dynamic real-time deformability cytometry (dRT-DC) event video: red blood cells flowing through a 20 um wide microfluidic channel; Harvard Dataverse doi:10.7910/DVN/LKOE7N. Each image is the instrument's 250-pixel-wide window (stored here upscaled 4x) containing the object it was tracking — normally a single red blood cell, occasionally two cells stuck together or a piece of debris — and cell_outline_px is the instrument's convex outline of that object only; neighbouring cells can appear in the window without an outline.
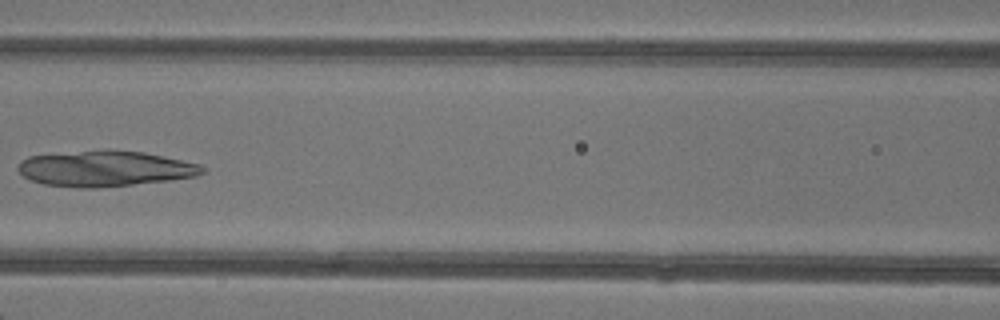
{"species": "common noctule bat (a hibernating species)", "species_latin": "Nyctalus noctula", "temperature_condition": "warm", "stored_images_in_passage": 7, "camera_frame_rate_fps": 3000, "um_per_image_px": 0.085, "animal": {"sex": "female"}, "frame": {"image": 1, "passage_image": 7, "time_ms": 7.0, "image_size_px": [1000, 320], "cell_outline_px": [[204, 172], [196, 176], [168, 180], [96, 188], [76, 188], [44, 184], [32, 180], [24, 176], [16, 168], [20, 160], [28, 156], [108, 148], [144, 152], [200, 164], [204, 168]], "centroid_in_image_um": [8.89, 14.31], "position_along_channel_um": 157.7, "area_um2": 38.49}}